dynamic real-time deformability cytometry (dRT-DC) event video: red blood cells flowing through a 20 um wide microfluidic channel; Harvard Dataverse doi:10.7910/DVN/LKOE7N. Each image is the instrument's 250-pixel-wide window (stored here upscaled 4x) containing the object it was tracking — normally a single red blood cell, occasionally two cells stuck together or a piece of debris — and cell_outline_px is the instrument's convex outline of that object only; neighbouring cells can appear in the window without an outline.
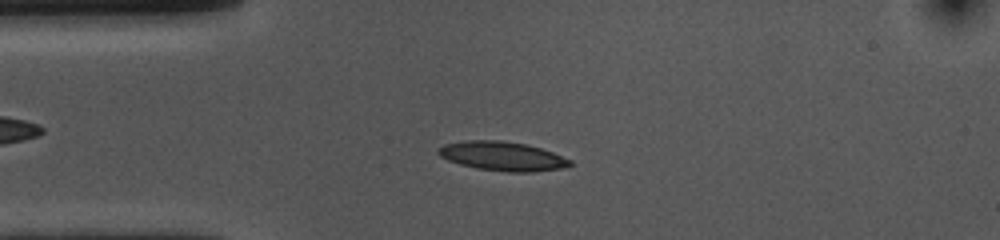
{"species": "common noctule bat (a hibernating species)", "species_latin": "Nyctalus noctula", "temperature_condition": "cold", "stored_images_in_passage": 54, "camera_frame_rate_fps": 3000, "um_per_image_px": 0.085, "animal": {"sex": "female", "body_mass_g": 10.0, "forearm_length_mm": 53.1}, "frame": {"image": 1, "passage_image": 11, "time_ms": 3.333, "image_size_px": [1000, 240], "cell_outline_px": [[572, 164], [560, 168], [532, 172], [508, 172], [476, 168], [460, 164], [448, 160], [440, 156], [436, 152], [444, 144], [468, 140], [500, 140], [528, 144], [552, 152], [572, 160]], "centroid_in_image_um": [42.7, 13.27], "position_along_channel_um": 42.3, "area_um2": 22.25}}
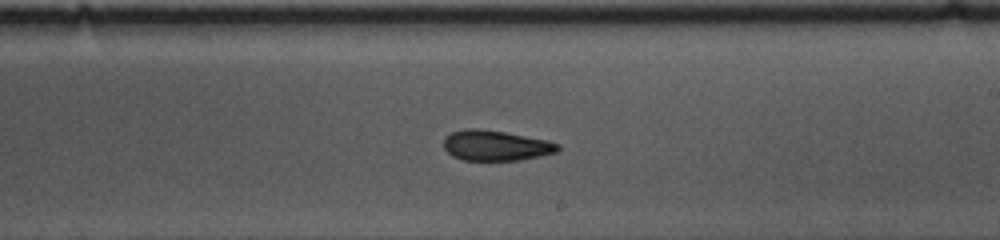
{"frame": {"image": 2, "passage_image": 29, "time_ms": 9.333, "image_size_px": [1000, 240], "cell_outline_px": [[560, 152], [520, 160], [464, 160], [452, 156], [444, 148], [444, 136], [452, 132], [468, 128], [480, 128], [504, 132], [548, 140], [560, 144]], "centroid_in_image_um": [42.16, 12.37], "position_along_channel_um": 246.8, "area_um2": 20.35}}
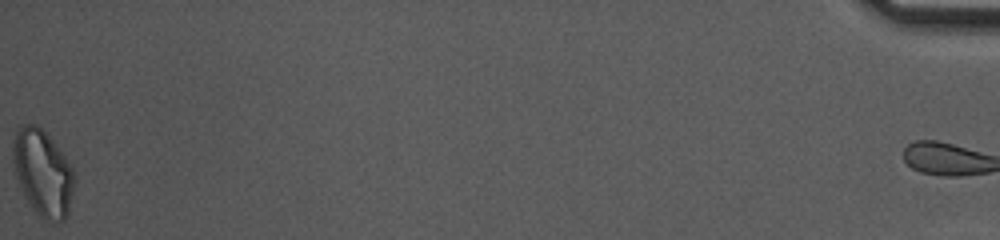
{"frame": {"image": 3, "passage_image": 53, "time_ms": 17.333, "image_size_px": [1000, 240], "cell_outline_px": [[76, 180], [68, 212], [64, 220], [60, 224], [44, 220], [36, 212], [28, 200], [16, 176], [12, 160], [12, 140], [20, 124], [36, 124], [52, 140], [64, 156], [72, 168], [76, 176]], "centroid_in_image_um": [3.65, 14.7], "position_along_channel_um": 431.6, "area_um2": 30.81}, "authors_computed_cell_mechanics": {"area_um2": 20.8947, "velocity_mm_per_s": 3.6438, "shape_relaxation_time_tau1_ms": 4.8373, "shape_relaxation_time_tau2_ms": 2.4265, "deformation_change_tau1": 0.1515, "deformation_change_tau2": 0.0932}}